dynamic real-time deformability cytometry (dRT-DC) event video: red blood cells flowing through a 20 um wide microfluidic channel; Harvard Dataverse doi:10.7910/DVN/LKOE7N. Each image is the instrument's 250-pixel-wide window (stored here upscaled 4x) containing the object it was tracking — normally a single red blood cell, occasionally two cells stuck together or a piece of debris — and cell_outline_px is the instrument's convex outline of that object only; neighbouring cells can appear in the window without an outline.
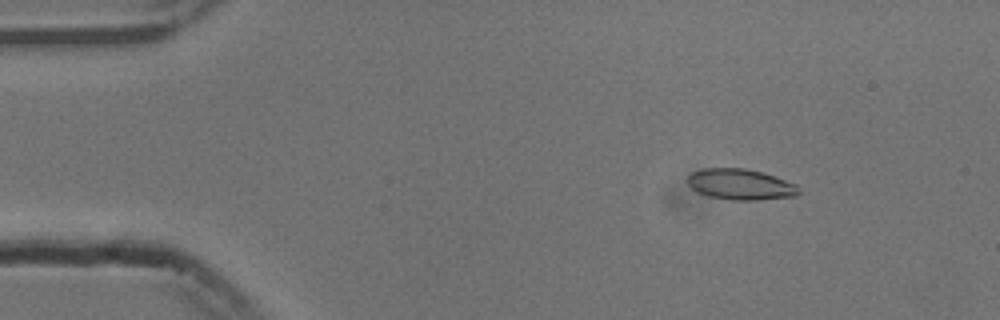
{"species": "common noctule bat (a hibernating species)", "species_latin": "Nyctalus noctula", "temperature_condition": "cold", "stored_images_in_passage": 55, "camera_frame_rate_fps": 3000, "um_per_image_px": 0.085, "animal": {"sex": "male", "body_mass_g": 13.3}, "frame": {"image": 1, "passage_image": 8, "time_ms": 2.333, "image_size_px": [1000, 320], "cell_outline_px": [[800, 192], [796, 196], [756, 200], [732, 200], [708, 196], [696, 192], [688, 184], [688, 176], [692, 172], [704, 168], [744, 168], [760, 172], [796, 184]], "centroid_in_image_um": [62.91, 15.68], "position_along_channel_um": 22.1, "area_um2": 19.83}}
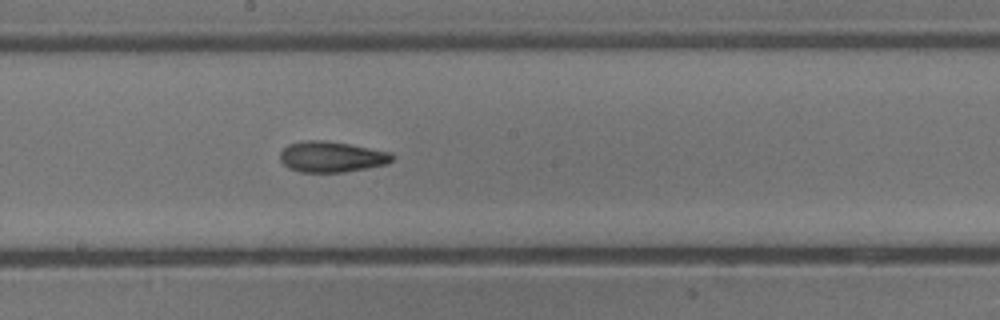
{"frame": {"image": 2, "passage_image": 30, "time_ms": 9.667, "image_size_px": [1000, 320], "cell_outline_px": [[396, 156], [388, 164], [344, 172], [300, 172], [288, 168], [280, 160], [280, 152], [288, 144], [304, 140], [324, 140], [352, 144], [392, 152]], "centroid_in_image_um": [28.21, 13.32], "position_along_channel_um": 220.0, "area_um2": 20.4}}
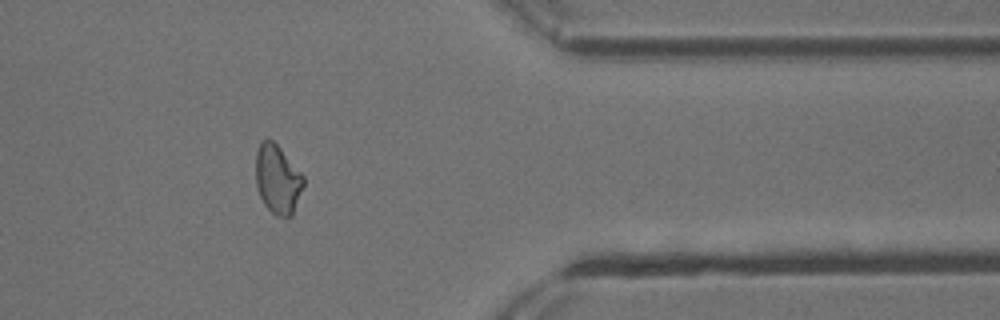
{"frame": {"image": 3, "passage_image": 45, "time_ms": 14.667, "image_size_px": [1000, 320], "cell_outline_px": [[304, 184], [292, 216], [276, 216], [264, 204], [260, 196], [256, 184], [256, 152], [260, 144], [264, 140], [272, 140], [280, 148], [304, 176]], "centroid_in_image_um": [23.6, 15.25], "position_along_channel_um": 387.8, "area_um2": 18.9}, "authors_computed_cell_mechanics": {"area_um2": 19.5942, "velocity_mm_per_s": 3.7598, "shape_relaxation_time_tau1_ms": 9.1122, "shape_relaxation_time_tau2_ms": 3.4691, "deformation_change_tau1": 0.1811, "deformation_change_tau2": 0.0901}}